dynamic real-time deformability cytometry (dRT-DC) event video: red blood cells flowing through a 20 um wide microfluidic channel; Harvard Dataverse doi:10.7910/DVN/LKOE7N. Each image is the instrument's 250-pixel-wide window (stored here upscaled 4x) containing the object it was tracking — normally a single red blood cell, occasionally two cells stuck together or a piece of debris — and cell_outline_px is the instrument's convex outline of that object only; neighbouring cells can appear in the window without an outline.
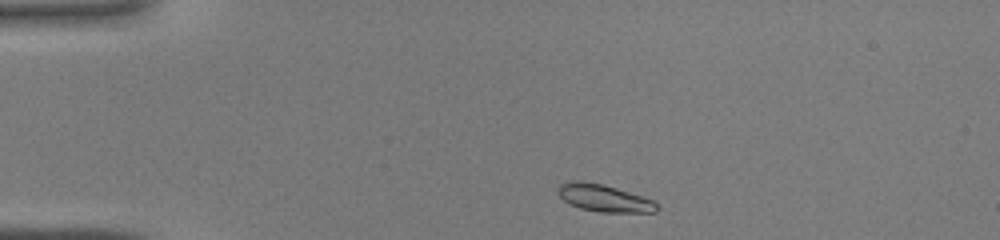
{"species": "common noctule bat (a hibernating species)", "species_latin": "Nyctalus noctula", "temperature_condition": "warm", "stored_images_in_passage": 36, "camera_frame_rate_fps": 3000, "um_per_image_px": 0.085, "animal": {"sex": "male", "body_mass_g": 19.0, "forearm_length_mm": 50.8}, "frame": {"image": 1, "passage_image": 1, "time_ms": 0.0, "image_size_px": [1000, 240], "cell_outline_px": [[660, 208], [656, 212], [600, 212], [580, 208], [564, 200], [556, 192], [556, 188], [560, 184], [568, 180], [576, 180], [604, 184], [644, 196], [652, 200]], "centroid_in_image_um": [51.33, 16.82], "position_along_channel_um": 33.7, "area_um2": 15.84}}
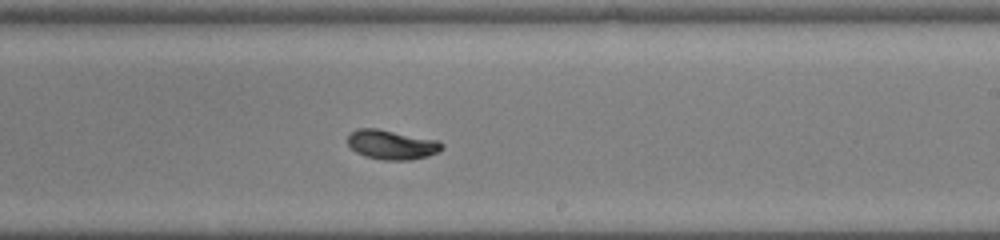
{"frame": {"image": 2, "passage_image": 19, "time_ms": 6.0, "image_size_px": [1000, 240], "cell_outline_px": [[444, 148], [440, 152], [428, 156], [408, 160], [380, 160], [364, 156], [356, 152], [348, 144], [348, 136], [356, 128], [376, 128], [436, 140], [444, 144]], "centroid_in_image_um": [33.3, 12.31], "position_along_channel_um": 255.7, "area_um2": 16.18}}
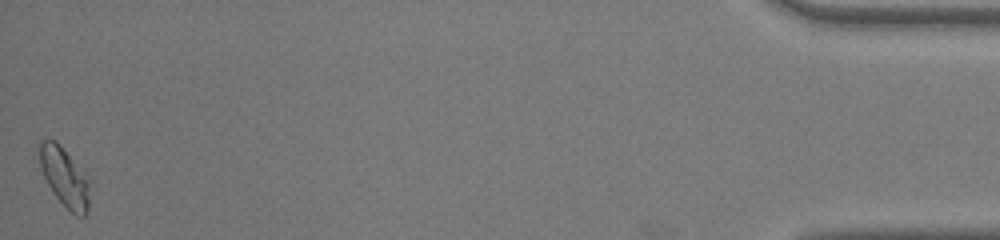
{"frame": {"image": 3, "passage_image": 36, "time_ms": 11.667, "image_size_px": [1000, 240], "cell_outline_px": [[88, 212], [84, 216], [76, 216], [52, 192], [40, 168], [40, 140], [56, 140], [60, 144], [88, 180]], "centroid_in_image_um": [5.46, 15.06], "position_along_channel_um": 429.7, "area_um2": 16.59}}